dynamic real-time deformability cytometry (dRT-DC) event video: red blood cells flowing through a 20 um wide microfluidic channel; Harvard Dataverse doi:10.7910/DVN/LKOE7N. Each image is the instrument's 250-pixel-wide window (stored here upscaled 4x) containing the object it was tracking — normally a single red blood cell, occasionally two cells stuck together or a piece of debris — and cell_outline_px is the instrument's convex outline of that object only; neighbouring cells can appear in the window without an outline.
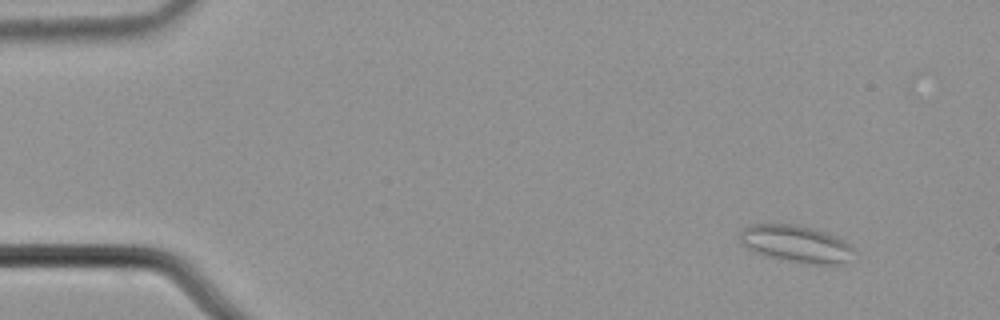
{"species": "common noctule bat (a hibernating species)", "species_latin": "Nyctalus noctula", "temperature_condition": "cold", "stored_images_in_passage": 9, "camera_frame_rate_fps": 3000, "um_per_image_px": 0.085, "animal": {"sex": "male", "body_mass_g": 21.5, "forearm_length_mm": 52.0}, "frame": {"image": 1, "passage_image": 2, "time_ms": 0.333, "image_size_px": [1000, 320], "cell_outline_px": [[856, 252], [840, 264], [812, 264], [764, 256], [740, 244], [740, 228], [748, 224], [788, 224], [812, 228], [836, 236], [848, 244]], "centroid_in_image_um": [67.6, 20.71], "position_along_channel_um": 17.4, "area_um2": 24.39}}
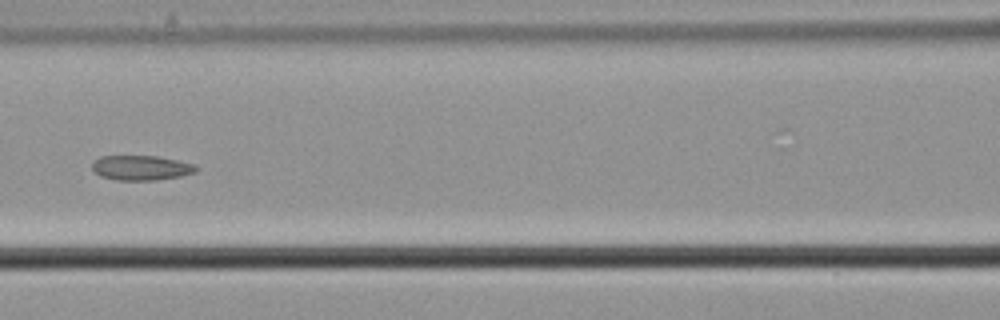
{"frame": {"image": 2, "passage_image": 7, "time_ms": 2.0, "image_size_px": [1000, 320], "cell_outline_px": [[200, 168], [196, 172], [180, 176], [156, 180], [116, 180], [100, 176], [92, 168], [92, 160], [100, 156], [156, 156], [196, 164]], "centroid_in_image_um": [12.0, 14.26], "position_along_channel_um": 154.6, "area_um2": 15.14}}
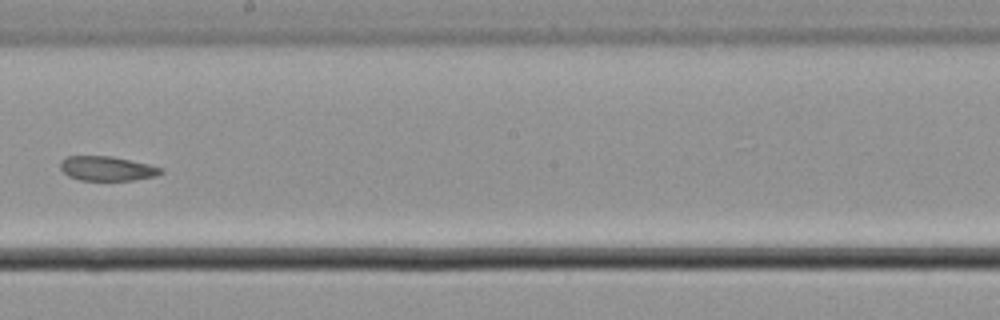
{"frame": {"image": 3, "passage_image": 9, "time_ms": 2.667, "image_size_px": [1000, 320], "cell_outline_px": [[164, 172], [156, 176], [132, 180], [80, 180], [68, 176], [60, 168], [60, 160], [68, 156], [112, 156], [148, 164], [164, 168]], "centroid_in_image_um": [9.1, 14.32], "position_along_channel_um": 239.1, "area_um2": 14.39}}